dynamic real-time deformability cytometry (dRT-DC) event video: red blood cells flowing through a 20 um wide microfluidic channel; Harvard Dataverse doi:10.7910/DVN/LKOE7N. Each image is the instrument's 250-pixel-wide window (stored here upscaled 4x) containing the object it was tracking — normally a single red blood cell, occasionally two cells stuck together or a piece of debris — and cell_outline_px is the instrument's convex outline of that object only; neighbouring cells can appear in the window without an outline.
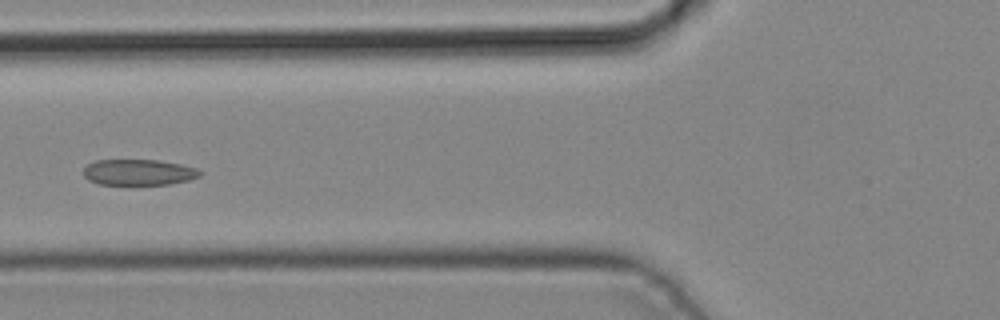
{"species": "common noctule bat (a hibernating species)", "species_latin": "Nyctalus noctula", "temperature_condition": "cold", "stored_images_in_passage": 6, "camera_frame_rate_fps": 3000, "um_per_image_px": 0.085, "animal": {"sex": "male", "body_mass_g": 19.2, "forearm_length_mm": 51.8}, "frame": {"image": 1, "passage_image": 6, "time_ms": 1.667, "image_size_px": [1000, 320], "cell_outline_px": [[204, 172], [200, 176], [188, 180], [168, 184], [100, 184], [88, 180], [84, 176], [84, 168], [88, 164], [96, 160], [156, 160], [180, 164], [196, 168]], "centroid_in_image_um": [11.79, 14.64], "position_along_channel_um": 114.0, "area_um2": 17.46}}